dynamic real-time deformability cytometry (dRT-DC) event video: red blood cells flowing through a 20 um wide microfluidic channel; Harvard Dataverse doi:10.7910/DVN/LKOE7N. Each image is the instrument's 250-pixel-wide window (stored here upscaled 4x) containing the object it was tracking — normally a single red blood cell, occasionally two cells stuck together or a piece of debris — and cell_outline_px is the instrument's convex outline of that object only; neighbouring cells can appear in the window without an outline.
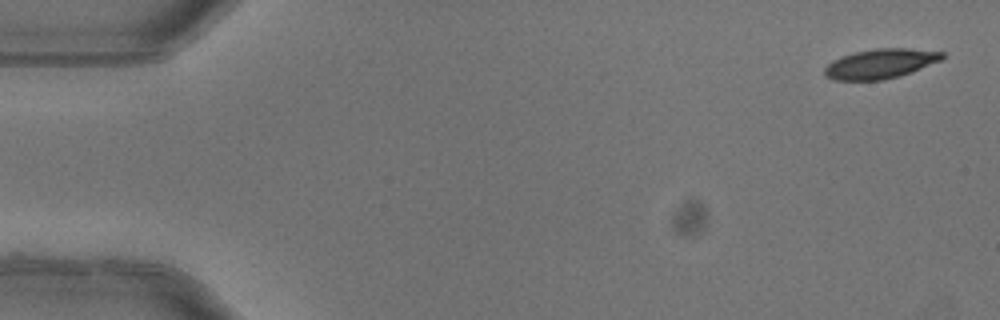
{"species": "common noctule bat (a hibernating species)", "species_latin": "Nyctalus noctula", "temperature_condition": "warm", "stored_images_in_passage": 2, "camera_frame_rate_fps": 3000, "um_per_image_px": 0.085, "animal": {"sex": "female"}, "frame": {"image": 1, "passage_image": 2, "time_ms": 0.333, "image_size_px": [1000, 320], "cell_outline_px": [[944, 56], [940, 60], [912, 72], [900, 76], [884, 80], [836, 80], [828, 76], [824, 72], [824, 68], [832, 60], [840, 56], [856, 52], [876, 48], [908, 48], [944, 52]], "centroid_in_image_um": [74.83, 5.41], "position_along_channel_um": 10.2, "area_um2": 20.23}}